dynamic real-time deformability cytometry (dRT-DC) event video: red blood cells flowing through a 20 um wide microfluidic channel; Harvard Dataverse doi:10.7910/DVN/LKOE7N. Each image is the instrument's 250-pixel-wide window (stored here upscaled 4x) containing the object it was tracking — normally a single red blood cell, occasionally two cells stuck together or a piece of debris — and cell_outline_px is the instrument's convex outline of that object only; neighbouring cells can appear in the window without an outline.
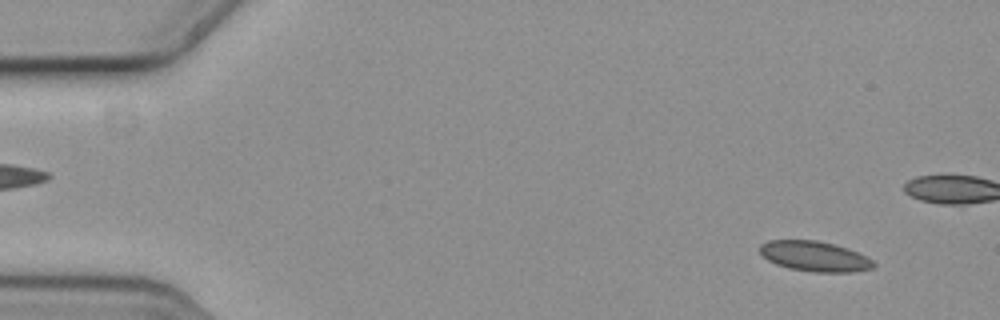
{"species": "common noctule bat (a hibernating species)", "species_latin": "Nyctalus noctula", "temperature_condition": "cold", "stored_images_in_passage": 10, "camera_frame_rate_fps": 3000, "um_per_image_px": 0.085, "animal": {"sex": "female", "body_mass_g": 19.3, "forearm_length_mm": 54.1}, "frame": {"image": 1, "passage_image": 1, "time_ms": 0.0, "image_size_px": [1000, 320], "cell_outline_px": [[876, 264], [872, 268], [852, 272], [812, 272], [788, 268], [776, 264], [768, 260], [760, 252], [760, 244], [768, 240], [816, 240], [836, 244], [848, 248], [872, 260]], "centroid_in_image_um": [69.23, 21.78], "position_along_channel_um": 15.8, "area_um2": 20.0}}
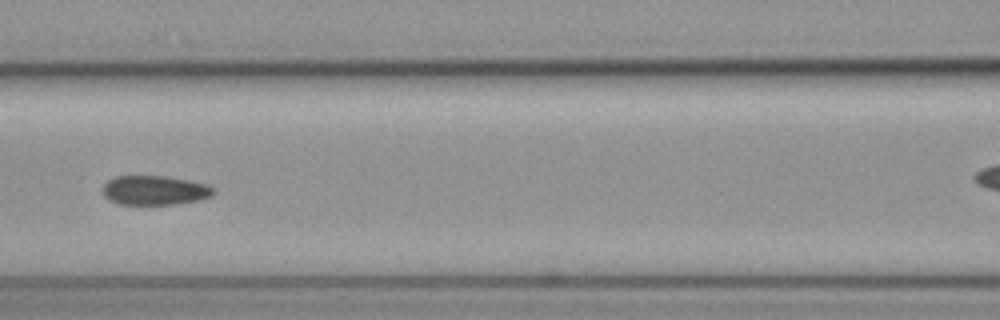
{"frame": {"image": 2, "passage_image": 7, "time_ms": 2.0, "image_size_px": [1000, 320], "cell_outline_px": [[216, 192], [212, 196], [200, 200], [180, 204], [120, 204], [108, 200], [100, 192], [100, 188], [108, 180], [116, 176], [168, 176], [188, 180], [204, 184], [216, 188]], "centroid_in_image_um": [13.14, 16.18], "position_along_channel_um": 153.5, "area_um2": 19.31}}
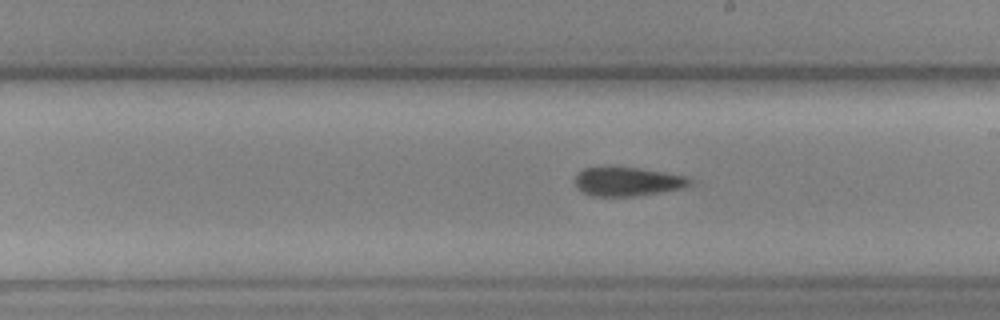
{"frame": {"image": 3, "passage_image": 10, "time_ms": 3.0, "image_size_px": [1000, 320], "cell_outline_px": [[692, 184], [680, 188], [660, 192], [636, 196], [592, 196], [584, 192], [576, 184], [576, 176], [584, 168], [608, 164], [616, 164], [664, 172], [684, 176], [692, 180]], "centroid_in_image_um": [53.31, 15.38], "position_along_channel_um": 235.7, "area_um2": 19.71}}